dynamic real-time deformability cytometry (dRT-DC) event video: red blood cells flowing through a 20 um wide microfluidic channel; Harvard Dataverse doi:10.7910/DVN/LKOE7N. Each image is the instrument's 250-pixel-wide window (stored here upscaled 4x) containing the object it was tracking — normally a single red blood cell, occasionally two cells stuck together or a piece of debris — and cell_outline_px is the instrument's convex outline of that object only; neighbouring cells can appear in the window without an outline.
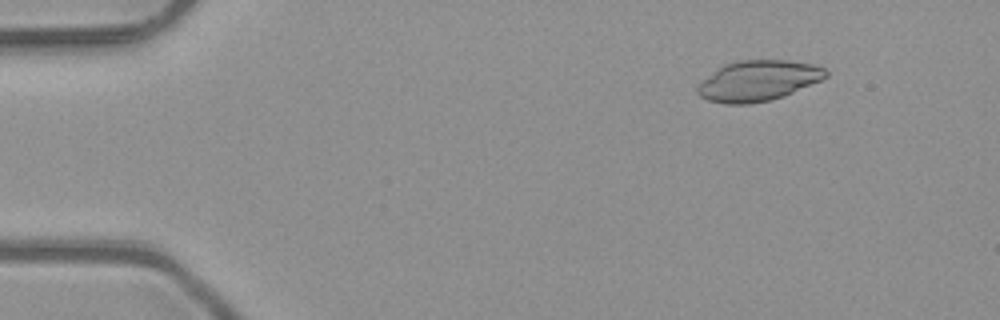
{"species": "common noctule bat (a hibernating species)", "species_latin": "Nyctalus noctula", "temperature_condition": "room temperature", "stored_images_in_passage": 5, "camera_frame_rate_fps": 3000, "um_per_image_px": 0.085, "animal": {"sex": "male", "body_mass_g": 23.1, "forearm_length_mm": 52.7}, "frame": {"image": 1, "passage_image": 5, "time_ms": 1.333, "image_size_px": [1000, 320], "cell_outline_px": [[828, 76], [820, 80], [784, 96], [768, 100], [748, 104], [724, 104], [708, 100], [700, 96], [696, 92], [696, 88], [704, 80], [724, 64], [740, 60], [788, 60], [812, 64], [824, 68], [828, 72]], "centroid_in_image_um": [64.45, 6.86], "position_along_channel_um": 20.6, "area_um2": 29.94}}